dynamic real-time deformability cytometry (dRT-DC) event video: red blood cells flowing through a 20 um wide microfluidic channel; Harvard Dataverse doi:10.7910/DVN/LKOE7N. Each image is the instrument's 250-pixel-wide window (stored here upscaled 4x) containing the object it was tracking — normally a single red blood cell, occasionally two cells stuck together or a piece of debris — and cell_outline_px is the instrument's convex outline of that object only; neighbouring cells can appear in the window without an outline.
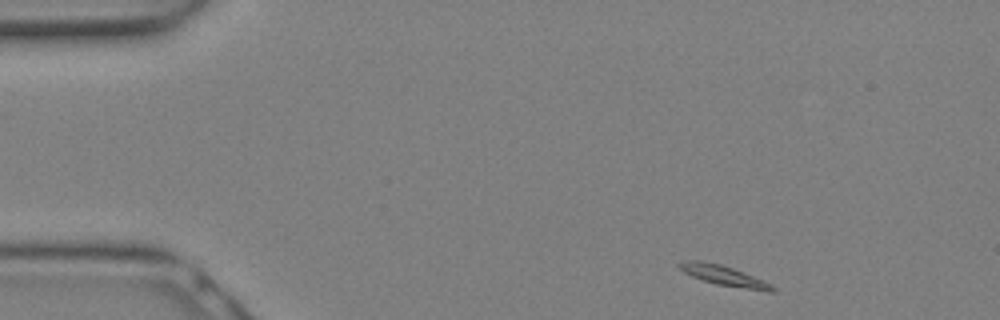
{"species": "Egyptian fruit bat (a non-hibernating species)", "species_latin": "Rousettus aegyptiacus", "temperature_condition": "warm", "stored_images_in_passage": 26, "camera_frame_rate_fps": 3000, "um_per_image_px": 0.085, "animal": {"sex": "female"}, "frame": {"image": 1, "passage_image": 1, "time_ms": 0.0, "image_size_px": [1000, 320], "cell_outline_px": [[776, 292], [768, 292], [716, 284], [692, 276], [684, 272], [676, 264], [688, 260], [700, 260], [720, 264], [732, 268], [772, 284], [776, 288]], "centroid_in_image_um": [61.56, 23.43], "position_along_channel_um": 23.4, "area_um2": 10.75}}